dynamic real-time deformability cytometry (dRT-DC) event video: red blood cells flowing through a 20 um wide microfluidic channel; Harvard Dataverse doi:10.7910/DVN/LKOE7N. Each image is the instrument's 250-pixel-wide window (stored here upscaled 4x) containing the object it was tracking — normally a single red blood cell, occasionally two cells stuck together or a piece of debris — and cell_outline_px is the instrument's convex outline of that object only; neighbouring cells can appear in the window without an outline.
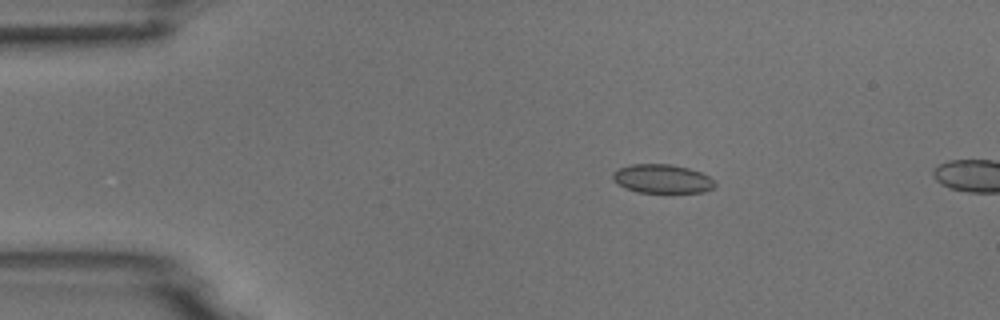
{"species": "common noctule bat (a hibernating species)", "species_latin": "Nyctalus noctula", "temperature_condition": "room temperature", "stored_images_in_passage": 3, "camera_frame_rate_fps": 3000, "um_per_image_px": 0.085, "animal": {"sex": "male", "body_mass_g": 18.8}, "frame": {"image": 1, "passage_image": 2, "time_ms": 1.333, "image_size_px": [1000, 320], "cell_outline_px": [[716, 184], [712, 188], [704, 192], [636, 192], [624, 188], [612, 180], [612, 172], [620, 168], [632, 164], [668, 164], [688, 168], [700, 172], [708, 176]], "centroid_in_image_um": [56.24, 15.2], "position_along_channel_um": 28.8, "area_um2": 17.05}}